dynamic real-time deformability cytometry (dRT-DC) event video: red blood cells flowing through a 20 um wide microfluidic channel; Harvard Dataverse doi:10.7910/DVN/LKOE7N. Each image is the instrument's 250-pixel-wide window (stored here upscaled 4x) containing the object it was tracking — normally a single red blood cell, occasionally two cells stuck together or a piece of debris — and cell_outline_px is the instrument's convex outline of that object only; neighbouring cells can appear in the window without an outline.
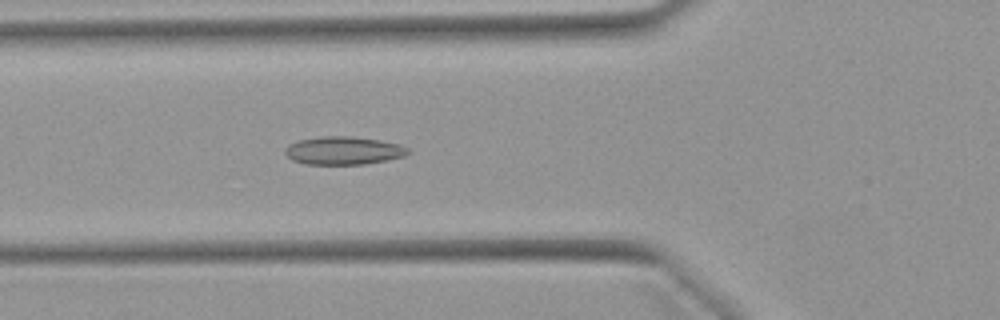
{"species": "Egyptian fruit bat (a non-hibernating species)", "species_latin": "Rousettus aegyptiacus", "temperature_condition": "warm", "stored_images_in_passage": 52, "camera_frame_rate_fps": 3000, "um_per_image_px": 0.085, "animal": {"sex": "female"}, "frame": {"image": 1, "passage_image": 19, "time_ms": 6.0, "image_size_px": [1000, 320], "cell_outline_px": [[412, 152], [404, 156], [388, 160], [364, 164], [304, 164], [292, 160], [284, 152], [284, 148], [288, 144], [300, 140], [320, 136], [352, 136], [380, 140], [400, 144], [408, 148]], "centroid_in_image_um": [29.21, 12.79], "position_along_channel_um": 96.6, "area_um2": 20.29}}
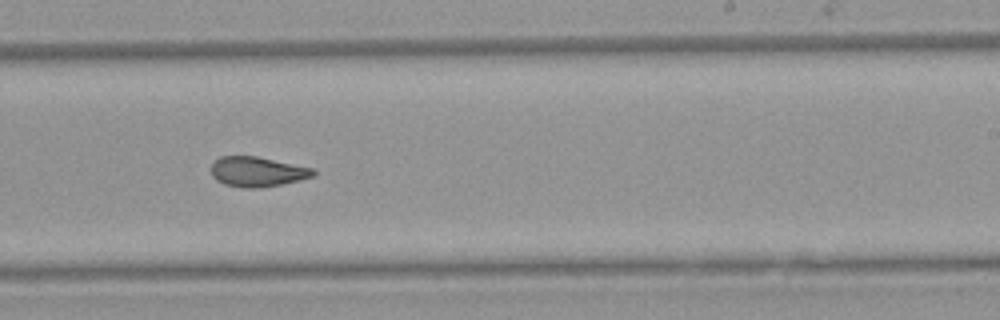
{"frame": {"image": 2, "passage_image": 32, "time_ms": 10.333, "image_size_px": [1000, 320], "cell_outline_px": [[316, 172], [312, 176], [280, 184], [256, 188], [244, 188], [224, 184], [216, 180], [212, 176], [212, 164], [220, 156], [256, 156], [316, 168]], "centroid_in_image_um": [21.87, 14.58], "position_along_channel_um": 267.1, "area_um2": 17.69}}
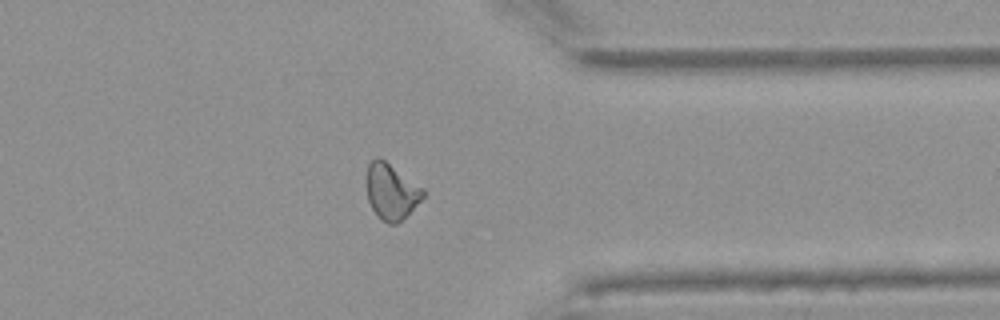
{"frame": {"image": 3, "passage_image": 41, "time_ms": 13.333, "image_size_px": [1000, 320], "cell_outline_px": [[424, 196], [396, 224], [388, 224], [380, 220], [376, 216], [368, 200], [364, 180], [368, 164], [376, 156], [380, 156], [424, 188]], "centroid_in_image_um": [33.19, 16.24], "position_along_channel_um": 378.2, "area_um2": 18.67}, "authors_computed_cell_mechanics": {"area_um2": 19.1318, "velocity_mm_per_s": 3.9421, "shape_relaxation_time_tau1_ms": null, "shape_relaxation_time_tau2_ms": 2.2065, "deformation_change_tau1": null, "deformation_change_tau2": 0.0797}}